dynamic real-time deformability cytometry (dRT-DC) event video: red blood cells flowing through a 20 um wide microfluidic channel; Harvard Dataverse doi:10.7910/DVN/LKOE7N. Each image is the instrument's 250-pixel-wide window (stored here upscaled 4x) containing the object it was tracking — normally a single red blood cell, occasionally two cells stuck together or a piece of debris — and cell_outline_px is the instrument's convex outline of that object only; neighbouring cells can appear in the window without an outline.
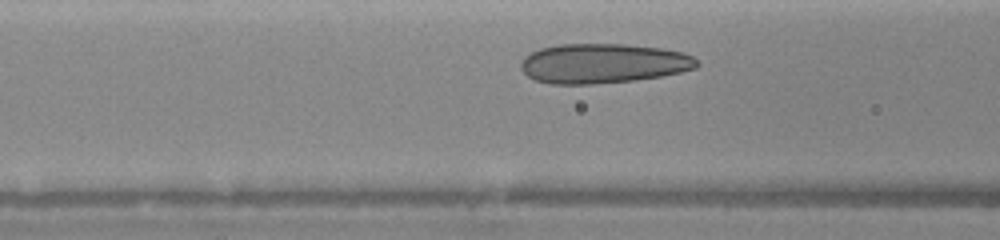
{"species": "human", "species_latin": "Homo sapiens", "temperature_condition": "warm", "stored_images_in_passage": 10, "camera_frame_rate_fps": 3000, "um_per_image_px": 0.085, "donor": {"sex": "female"}, "frame": {"image": 1, "passage_image": 4, "time_ms": 1.667, "image_size_px": [1000, 240], "cell_outline_px": [[700, 64], [696, 68], [680, 72], [660, 76], [632, 80], [592, 84], [548, 84], [536, 80], [528, 76], [520, 68], [520, 64], [524, 56], [540, 48], [556, 44], [624, 44], [660, 48], [680, 52], [692, 56]], "centroid_in_image_um": [51.22, 5.39], "position_along_channel_um": 115.4, "area_um2": 40.63}}
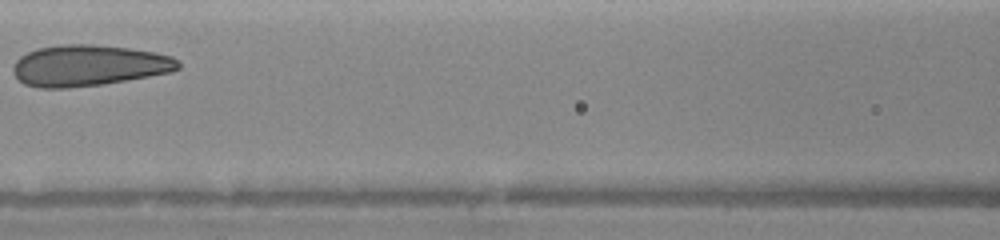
{"frame": {"image": 2, "passage_image": 6, "time_ms": 2.667, "image_size_px": [1000, 240], "cell_outline_px": [[180, 68], [172, 72], [104, 84], [68, 88], [40, 88], [24, 84], [12, 72], [12, 64], [20, 56], [36, 48], [64, 44], [92, 44], [128, 48], [152, 52], [172, 56], [180, 60]], "centroid_in_image_um": [7.53, 5.57], "position_along_channel_um": 159.1, "area_um2": 39.77}}
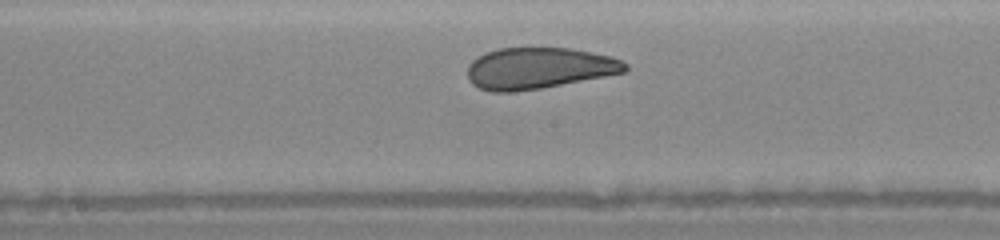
{"frame": {"image": 3, "passage_image": 9, "time_ms": 3.667, "image_size_px": [1000, 240], "cell_outline_px": [[628, 68], [624, 72], [604, 76], [540, 88], [512, 92], [492, 92], [480, 88], [472, 84], [468, 80], [468, 64], [472, 60], [488, 52], [500, 48], [572, 48], [592, 52], [608, 56], [620, 60], [628, 64]], "centroid_in_image_um": [45.77, 5.8], "position_along_channel_um": 202.4, "area_um2": 37.63}}